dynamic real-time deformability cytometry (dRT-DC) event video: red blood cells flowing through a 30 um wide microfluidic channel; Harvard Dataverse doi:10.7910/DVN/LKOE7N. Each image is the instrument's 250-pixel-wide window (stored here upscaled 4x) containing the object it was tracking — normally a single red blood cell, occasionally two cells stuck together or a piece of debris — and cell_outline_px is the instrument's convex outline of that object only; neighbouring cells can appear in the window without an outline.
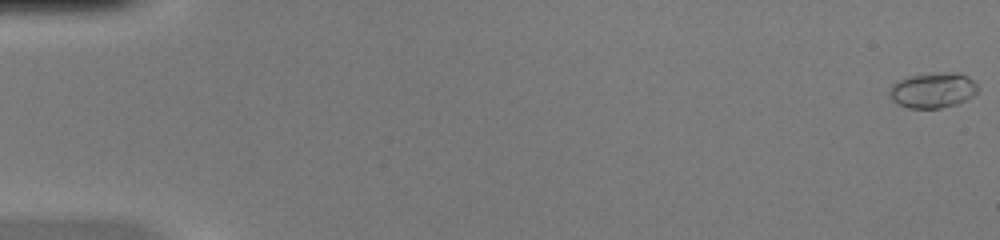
{"species": "common noctule bat (a hibernating species)", "species_latin": "Nyctalus noctula", "temperature_condition": "warm", "stored_images_in_passage": 51, "camera_frame_rate_fps": 3000, "um_per_image_px": 0.085, "animal": {"sex": "female", "body_mass_g": 20.0, "forearm_length_mm": 54.0}, "frame": {"image": 1, "passage_image": 1, "time_ms": 0.0, "image_size_px": [1000, 240], "cell_outline_px": [[976, 92], [972, 96], [956, 104], [940, 108], [908, 108], [896, 104], [892, 100], [888, 92], [888, 88], [896, 80], [908, 76], [944, 72], [956, 72], [968, 76], [976, 84]], "centroid_in_image_um": [79.22, 7.67], "position_along_channel_um": 5.8, "area_um2": 18.26}}
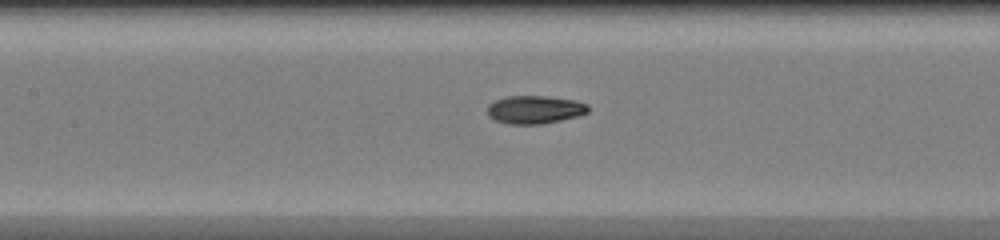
{"frame": {"image": 2, "passage_image": 25, "time_ms": 8.0, "image_size_px": [1000, 240], "cell_outline_px": [[588, 112], [580, 116], [544, 124], [508, 124], [496, 120], [488, 116], [488, 104], [496, 100], [508, 96], [544, 96], [576, 100], [588, 104]], "centroid_in_image_um": [45.48, 9.32], "position_along_channel_um": 161.9, "area_um2": 16.59}}
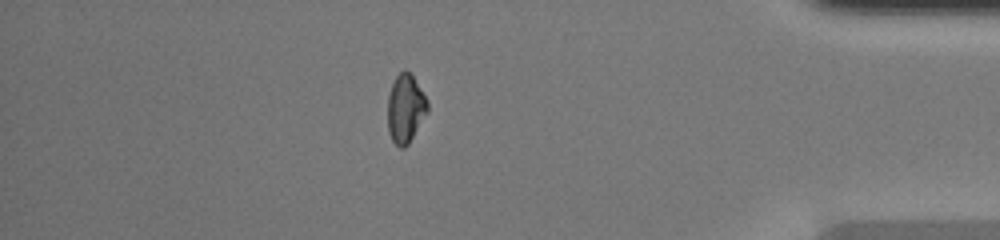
{"frame": {"image": 3, "passage_image": 45, "time_ms": 14.667, "image_size_px": [1000, 240], "cell_outline_px": [[428, 112], [408, 144], [404, 148], [400, 148], [392, 140], [388, 132], [388, 96], [392, 84], [396, 76], [404, 68], [412, 76], [428, 100]], "centroid_in_image_um": [34.46, 9.24], "position_along_channel_um": 400.7, "area_um2": 15.84}, "authors_computed_cell_mechanics": {"area_um2": 16.3574, "velocity_mm_per_s": 4.1217, "shape_relaxation_time_tau1_ms": null, "shape_relaxation_time_tau2_ms": 1.9347, "deformation_change_tau1": null, "deformation_change_tau2": 0.0512}}